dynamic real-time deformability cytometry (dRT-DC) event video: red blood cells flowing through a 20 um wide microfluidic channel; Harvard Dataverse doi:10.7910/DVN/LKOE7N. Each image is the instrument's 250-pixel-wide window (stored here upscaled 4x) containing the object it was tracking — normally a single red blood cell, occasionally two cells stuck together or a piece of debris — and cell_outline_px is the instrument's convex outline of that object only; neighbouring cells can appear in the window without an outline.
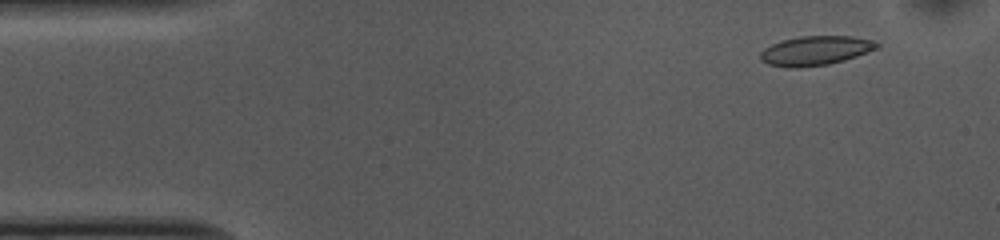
{"species": "common noctule bat (a hibernating species)", "species_latin": "Nyctalus noctula", "temperature_condition": "cold", "stored_images_in_passage": 8, "camera_frame_rate_fps": 3000, "um_per_image_px": 0.085, "animal": {"sex": "female", "body_mass_g": 10.0, "forearm_length_mm": 53.1}, "frame": {"image": 1, "passage_image": 4, "time_ms": 1.0, "image_size_px": [1000, 240], "cell_outline_px": [[880, 48], [844, 60], [828, 64], [796, 68], [788, 68], [768, 64], [760, 60], [760, 52], [764, 48], [772, 44], [784, 40], [800, 36], [852, 36], [872, 40], [880, 44]], "centroid_in_image_um": [69.32, 4.31], "position_along_channel_um": 15.7, "area_um2": 19.94}}